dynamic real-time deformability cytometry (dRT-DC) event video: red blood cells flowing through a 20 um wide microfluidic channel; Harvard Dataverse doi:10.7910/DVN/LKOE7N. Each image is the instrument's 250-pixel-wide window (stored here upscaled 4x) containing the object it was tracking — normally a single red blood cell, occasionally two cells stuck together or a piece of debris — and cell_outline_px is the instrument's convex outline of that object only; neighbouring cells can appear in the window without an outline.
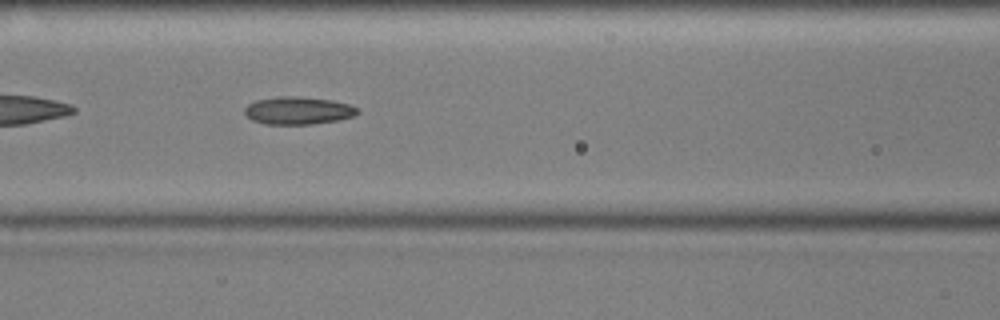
{"species": "common noctule bat (a hibernating species)", "species_latin": "Nyctalus noctula", "temperature_condition": "cold", "stored_images_in_passage": 40, "camera_frame_rate_fps": 3000, "um_per_image_px": 0.085, "animal": {"sex": "male", "body_mass_g": 17.9, "forearm_length_mm": 54.2}, "frame": {"image": 1, "passage_image": 8, "time_ms": 2.333, "image_size_px": [1000, 320], "cell_outline_px": [[360, 112], [352, 116], [336, 120], [312, 124], [264, 124], [252, 120], [244, 112], [244, 108], [248, 104], [256, 100], [276, 96], [296, 96], [332, 100], [348, 104], [360, 108]], "centroid_in_image_um": [25.33, 9.39], "position_along_channel_um": 141.3, "area_um2": 18.21}}
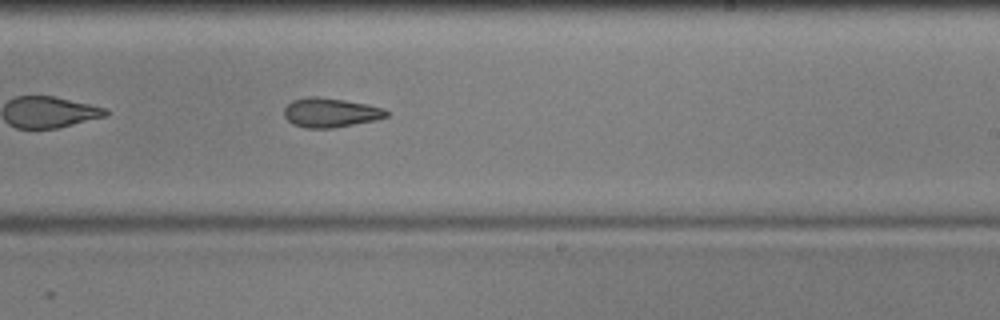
{"frame": {"image": 2, "passage_image": 18, "time_ms": 5.667, "image_size_px": [1000, 320], "cell_outline_px": [[388, 116], [376, 120], [332, 128], [308, 128], [292, 124], [284, 116], [284, 108], [292, 100], [308, 96], [316, 96], [344, 100], [368, 104], [384, 108], [388, 112]], "centroid_in_image_um": [28.08, 9.56], "position_along_channel_um": 260.9, "area_um2": 17.51}}
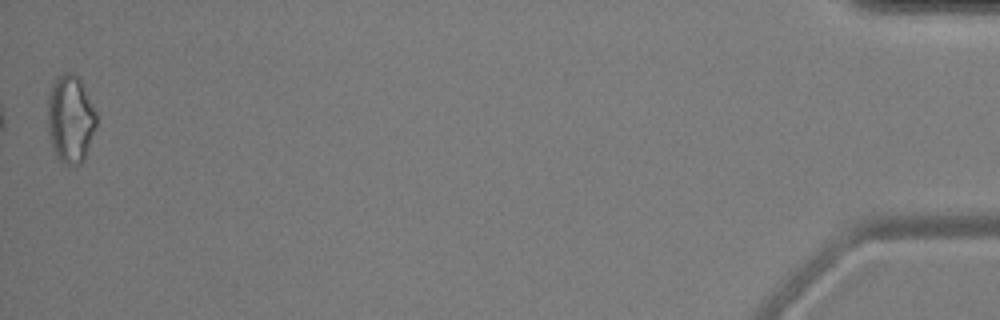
{"frame": {"image": 3, "passage_image": 40, "time_ms": 13.0, "image_size_px": [1000, 320], "cell_outline_px": [[96, 128], [84, 160], [80, 164], [68, 164], [60, 160], [56, 156], [48, 132], [48, 96], [52, 84], [56, 76], [64, 72], [68, 72], [76, 76], [80, 80], [96, 112]], "centroid_in_image_um": [5.98, 10.1], "position_along_channel_um": 429.2, "area_um2": 24.74}, "authors_computed_cell_mechanics": {"area_um2": 18.1781, "velocity_mm_per_s": 3.597, "shape_relaxation_time_tau1_ms": 10.8386, "shape_relaxation_time_tau2_ms": 4.3787, "deformation_change_tau1": 0.1613, "deformation_change_tau2": 0.1114}}